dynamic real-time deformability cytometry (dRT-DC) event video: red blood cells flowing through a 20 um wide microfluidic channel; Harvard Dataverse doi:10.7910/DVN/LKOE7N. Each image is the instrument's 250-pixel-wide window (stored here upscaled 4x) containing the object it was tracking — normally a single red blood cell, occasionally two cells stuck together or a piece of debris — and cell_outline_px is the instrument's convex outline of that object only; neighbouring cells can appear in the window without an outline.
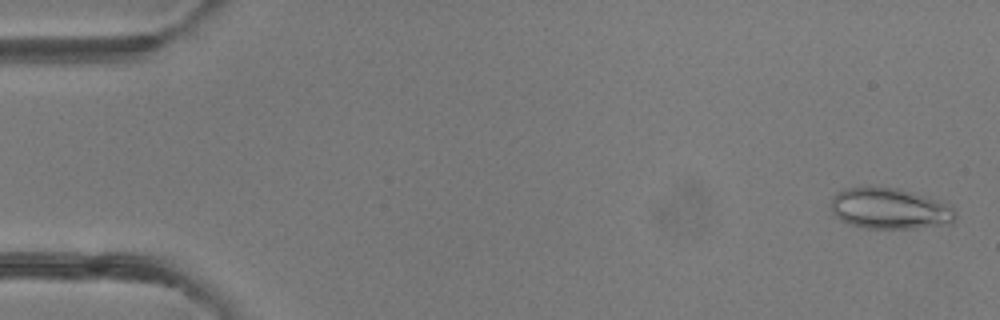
{"species": "common noctule bat (a hibernating species)", "species_latin": "Nyctalus noctula", "temperature_condition": "room temperature", "stored_images_in_passage": 49, "camera_frame_rate_fps": 3000, "um_per_image_px": 0.085, "animal": {"sex": "female"}, "frame": {"image": 1, "passage_image": 2, "time_ms": 0.333, "image_size_px": [1000, 320], "cell_outline_px": [[956, 216], [952, 224], [916, 228], [864, 228], [840, 220], [832, 212], [832, 196], [836, 192], [844, 188], [896, 188], [912, 192], [936, 200], [956, 208]], "centroid_in_image_um": [75.65, 17.75], "position_along_channel_um": 9.4, "area_um2": 29.48}}
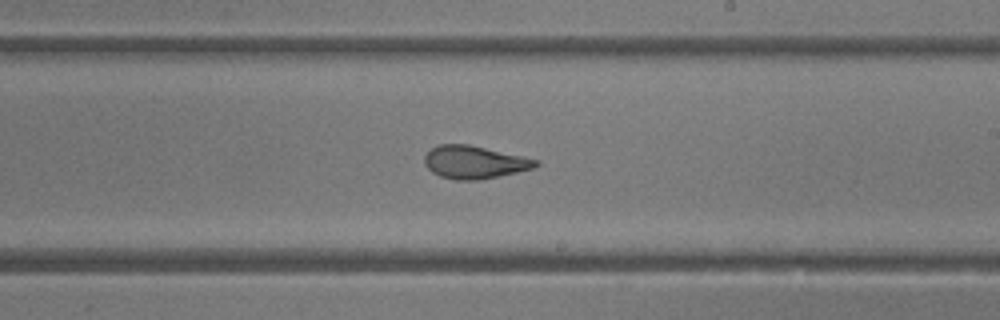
{"frame": {"image": 2, "passage_image": 29, "time_ms": 9.333, "image_size_px": [1000, 320], "cell_outline_px": [[540, 164], [536, 168], [480, 180], [456, 180], [440, 176], [432, 172], [424, 164], [424, 156], [432, 148], [440, 144], [468, 144], [540, 160]], "centroid_in_image_um": [40.34, 13.79], "position_along_channel_um": 248.7, "area_um2": 21.33}}
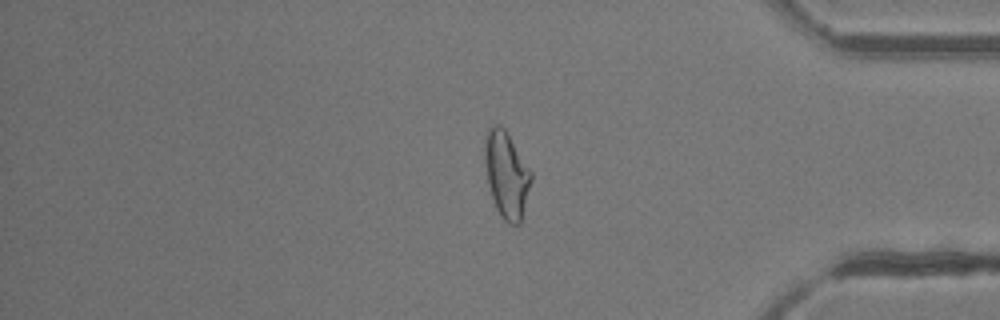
{"frame": {"image": 3, "passage_image": 41, "time_ms": 13.333, "image_size_px": [1000, 320], "cell_outline_px": [[532, 180], [520, 224], [508, 224], [500, 216], [496, 208], [488, 184], [484, 160], [484, 136], [488, 128], [492, 124], [500, 124], [504, 128], [532, 172]], "centroid_in_image_um": [43.03, 14.82], "position_along_channel_um": 392.2, "area_um2": 23.47}, "authors_computed_cell_mechanics": {"area_um2": 23.4668, "velocity_mm_per_s": 4.2159, "shape_relaxation_time_tau1_ms": 9.2431, "shape_relaxation_time_tau2_ms": 1.5894, "deformation_change_tau1": 0.2622, "deformation_change_tau2": 0.0794}}